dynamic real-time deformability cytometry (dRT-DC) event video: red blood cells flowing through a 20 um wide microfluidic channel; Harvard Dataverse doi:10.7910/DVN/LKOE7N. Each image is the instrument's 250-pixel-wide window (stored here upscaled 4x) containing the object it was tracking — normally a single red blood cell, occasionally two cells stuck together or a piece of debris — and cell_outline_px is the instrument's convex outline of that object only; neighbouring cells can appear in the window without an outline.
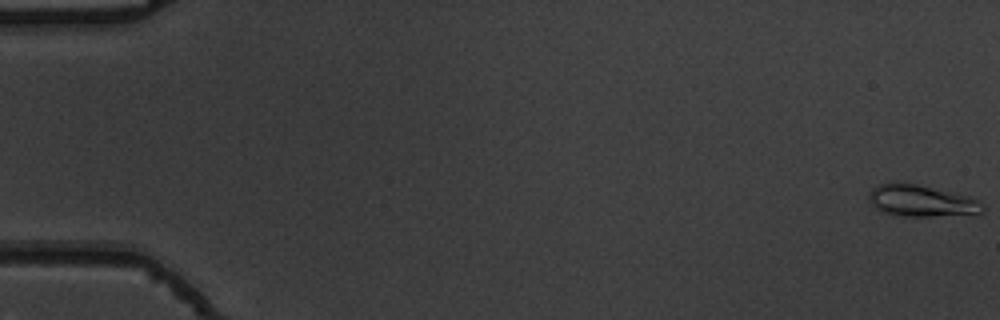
{"species": "common noctule bat (a hibernating species)", "species_latin": "Nyctalus noctula", "temperature_condition": "warm", "stored_images_in_passage": 53, "camera_frame_rate_fps": 3000, "um_per_image_px": 0.085, "animal": {"sex": "male", "body_mass_g": 19.5, "forearm_length_mm": 54.6}, "frame": {"image": 1, "passage_image": 1, "time_ms": 0.0, "image_size_px": [1000, 320], "cell_outline_px": [[984, 208], [980, 212], [932, 216], [904, 216], [884, 212], [876, 208], [868, 200], [868, 192], [872, 188], [880, 184], [892, 180], [900, 180], [968, 196], [980, 200]], "centroid_in_image_um": [78.22, 17.02], "position_along_channel_um": 6.8, "area_um2": 20.98}}
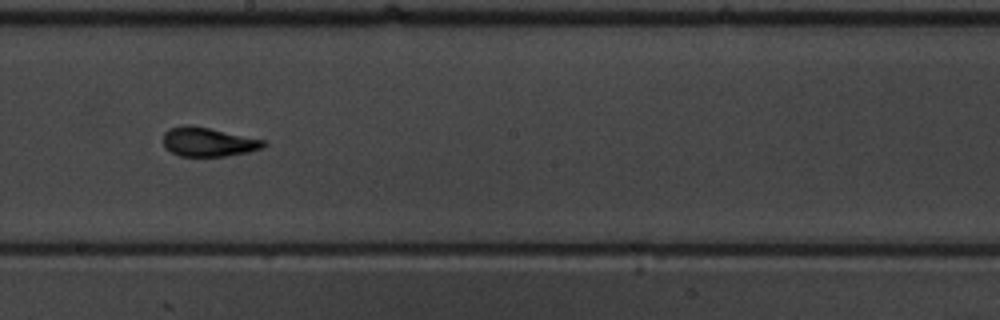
{"frame": {"image": 2, "passage_image": 31, "time_ms": 10.0, "image_size_px": [1000, 320], "cell_outline_px": [[268, 144], [264, 148], [248, 152], [224, 156], [180, 156], [164, 148], [164, 132], [168, 128], [184, 124], [208, 128], [268, 140]], "centroid_in_image_um": [17.73, 12.06], "position_along_channel_um": 230.5, "area_um2": 17.17}}
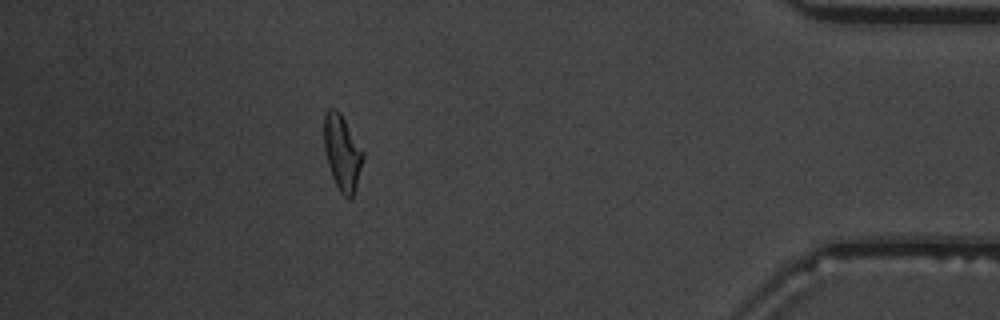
{"frame": {"image": 3, "passage_image": 48, "time_ms": 15.667, "image_size_px": [1000, 320], "cell_outline_px": [[364, 156], [352, 200], [348, 200], [340, 192], [332, 176], [328, 164], [324, 148], [324, 116], [328, 108], [336, 108], [340, 112], [364, 152]], "centroid_in_image_um": [29.08, 12.97], "position_along_channel_um": 406.1, "area_um2": 17.05}, "authors_computed_cell_mechanics": {"area_um2": 16.8198, "velocity_mm_per_s": 3.8887, "shape_relaxation_time_tau1_ms": 3.4542, "shape_relaxation_time_tau2_ms": 1.3127, "deformation_change_tau1": 0.2031, "deformation_change_tau2": 0.1073}}